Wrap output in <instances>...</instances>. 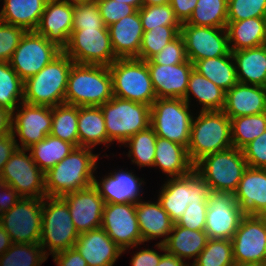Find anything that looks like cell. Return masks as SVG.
<instances>
[{
    "mask_svg": "<svg viewBox=\"0 0 266 266\" xmlns=\"http://www.w3.org/2000/svg\"><path fill=\"white\" fill-rule=\"evenodd\" d=\"M100 154L93 149L75 147L60 163L45 173L47 197H62L64 194L83 190L94 185L97 161Z\"/></svg>",
    "mask_w": 266,
    "mask_h": 266,
    "instance_id": "1",
    "label": "cell"
},
{
    "mask_svg": "<svg viewBox=\"0 0 266 266\" xmlns=\"http://www.w3.org/2000/svg\"><path fill=\"white\" fill-rule=\"evenodd\" d=\"M113 97L109 67L74 63L70 69L65 103L75 106H101Z\"/></svg>",
    "mask_w": 266,
    "mask_h": 266,
    "instance_id": "2",
    "label": "cell"
},
{
    "mask_svg": "<svg viewBox=\"0 0 266 266\" xmlns=\"http://www.w3.org/2000/svg\"><path fill=\"white\" fill-rule=\"evenodd\" d=\"M193 117L187 153L193 165L203 157L232 147L231 119L223 111H199Z\"/></svg>",
    "mask_w": 266,
    "mask_h": 266,
    "instance_id": "3",
    "label": "cell"
},
{
    "mask_svg": "<svg viewBox=\"0 0 266 266\" xmlns=\"http://www.w3.org/2000/svg\"><path fill=\"white\" fill-rule=\"evenodd\" d=\"M74 61L62 52L34 76L24 81L23 102L54 107L65 103L70 69Z\"/></svg>",
    "mask_w": 266,
    "mask_h": 266,
    "instance_id": "4",
    "label": "cell"
},
{
    "mask_svg": "<svg viewBox=\"0 0 266 266\" xmlns=\"http://www.w3.org/2000/svg\"><path fill=\"white\" fill-rule=\"evenodd\" d=\"M107 131V148L114 141L125 143L150 126L151 106L113 96L100 106Z\"/></svg>",
    "mask_w": 266,
    "mask_h": 266,
    "instance_id": "5",
    "label": "cell"
},
{
    "mask_svg": "<svg viewBox=\"0 0 266 266\" xmlns=\"http://www.w3.org/2000/svg\"><path fill=\"white\" fill-rule=\"evenodd\" d=\"M113 96L149 106L157 99L145 60L118 58L110 66Z\"/></svg>",
    "mask_w": 266,
    "mask_h": 266,
    "instance_id": "6",
    "label": "cell"
},
{
    "mask_svg": "<svg viewBox=\"0 0 266 266\" xmlns=\"http://www.w3.org/2000/svg\"><path fill=\"white\" fill-rule=\"evenodd\" d=\"M79 233L71 219L69 207L62 197L43 198L42 234L39 244L49 256L73 248ZM49 252H47V250Z\"/></svg>",
    "mask_w": 266,
    "mask_h": 266,
    "instance_id": "7",
    "label": "cell"
},
{
    "mask_svg": "<svg viewBox=\"0 0 266 266\" xmlns=\"http://www.w3.org/2000/svg\"><path fill=\"white\" fill-rule=\"evenodd\" d=\"M247 167L242 150L232 146L203 157L194 165V170L213 192L234 194Z\"/></svg>",
    "mask_w": 266,
    "mask_h": 266,
    "instance_id": "8",
    "label": "cell"
},
{
    "mask_svg": "<svg viewBox=\"0 0 266 266\" xmlns=\"http://www.w3.org/2000/svg\"><path fill=\"white\" fill-rule=\"evenodd\" d=\"M190 105L182 98H157L150 109V126L157 137L187 148L193 120Z\"/></svg>",
    "mask_w": 266,
    "mask_h": 266,
    "instance_id": "9",
    "label": "cell"
},
{
    "mask_svg": "<svg viewBox=\"0 0 266 266\" xmlns=\"http://www.w3.org/2000/svg\"><path fill=\"white\" fill-rule=\"evenodd\" d=\"M161 188L157 200L174 224L188 204L207 203L213 193L211 186L195 170L183 177L168 178Z\"/></svg>",
    "mask_w": 266,
    "mask_h": 266,
    "instance_id": "10",
    "label": "cell"
},
{
    "mask_svg": "<svg viewBox=\"0 0 266 266\" xmlns=\"http://www.w3.org/2000/svg\"><path fill=\"white\" fill-rule=\"evenodd\" d=\"M43 198L21 197L8 211L0 214V225L12 243L36 244L42 234Z\"/></svg>",
    "mask_w": 266,
    "mask_h": 266,
    "instance_id": "11",
    "label": "cell"
},
{
    "mask_svg": "<svg viewBox=\"0 0 266 266\" xmlns=\"http://www.w3.org/2000/svg\"><path fill=\"white\" fill-rule=\"evenodd\" d=\"M0 178L20 197L44 198L46 196L45 173L34 162L28 149L15 150L4 165Z\"/></svg>",
    "mask_w": 266,
    "mask_h": 266,
    "instance_id": "12",
    "label": "cell"
},
{
    "mask_svg": "<svg viewBox=\"0 0 266 266\" xmlns=\"http://www.w3.org/2000/svg\"><path fill=\"white\" fill-rule=\"evenodd\" d=\"M63 52L74 63L109 67L118 58L114 54L108 29L72 31Z\"/></svg>",
    "mask_w": 266,
    "mask_h": 266,
    "instance_id": "13",
    "label": "cell"
},
{
    "mask_svg": "<svg viewBox=\"0 0 266 266\" xmlns=\"http://www.w3.org/2000/svg\"><path fill=\"white\" fill-rule=\"evenodd\" d=\"M63 50L36 31H26L9 60L10 66L23 80L37 74Z\"/></svg>",
    "mask_w": 266,
    "mask_h": 266,
    "instance_id": "14",
    "label": "cell"
},
{
    "mask_svg": "<svg viewBox=\"0 0 266 266\" xmlns=\"http://www.w3.org/2000/svg\"><path fill=\"white\" fill-rule=\"evenodd\" d=\"M101 228L123 250L122 253L142 244L136 203H105Z\"/></svg>",
    "mask_w": 266,
    "mask_h": 266,
    "instance_id": "15",
    "label": "cell"
},
{
    "mask_svg": "<svg viewBox=\"0 0 266 266\" xmlns=\"http://www.w3.org/2000/svg\"><path fill=\"white\" fill-rule=\"evenodd\" d=\"M180 35L185 44L187 59L193 64L207 58L228 55V35L226 28L196 26L182 23Z\"/></svg>",
    "mask_w": 266,
    "mask_h": 266,
    "instance_id": "16",
    "label": "cell"
},
{
    "mask_svg": "<svg viewBox=\"0 0 266 266\" xmlns=\"http://www.w3.org/2000/svg\"><path fill=\"white\" fill-rule=\"evenodd\" d=\"M244 216L233 194L213 192L207 200L204 231L208 239L231 240Z\"/></svg>",
    "mask_w": 266,
    "mask_h": 266,
    "instance_id": "17",
    "label": "cell"
},
{
    "mask_svg": "<svg viewBox=\"0 0 266 266\" xmlns=\"http://www.w3.org/2000/svg\"><path fill=\"white\" fill-rule=\"evenodd\" d=\"M16 113V114H15ZM52 128V107L22 102L14 111L12 133L17 136L21 149H29L50 135Z\"/></svg>",
    "mask_w": 266,
    "mask_h": 266,
    "instance_id": "18",
    "label": "cell"
},
{
    "mask_svg": "<svg viewBox=\"0 0 266 266\" xmlns=\"http://www.w3.org/2000/svg\"><path fill=\"white\" fill-rule=\"evenodd\" d=\"M235 264L266 263V224L257 215H245L231 239Z\"/></svg>",
    "mask_w": 266,
    "mask_h": 266,
    "instance_id": "19",
    "label": "cell"
},
{
    "mask_svg": "<svg viewBox=\"0 0 266 266\" xmlns=\"http://www.w3.org/2000/svg\"><path fill=\"white\" fill-rule=\"evenodd\" d=\"M62 198L68 204L71 219L79 234L101 227L105 202L94 185L64 194Z\"/></svg>",
    "mask_w": 266,
    "mask_h": 266,
    "instance_id": "20",
    "label": "cell"
},
{
    "mask_svg": "<svg viewBox=\"0 0 266 266\" xmlns=\"http://www.w3.org/2000/svg\"><path fill=\"white\" fill-rule=\"evenodd\" d=\"M73 27V3L68 0H47L36 32L61 50L68 45Z\"/></svg>",
    "mask_w": 266,
    "mask_h": 266,
    "instance_id": "21",
    "label": "cell"
},
{
    "mask_svg": "<svg viewBox=\"0 0 266 266\" xmlns=\"http://www.w3.org/2000/svg\"><path fill=\"white\" fill-rule=\"evenodd\" d=\"M146 63L157 98L185 97L189 77L194 69L189 60L175 65L155 64L151 60Z\"/></svg>",
    "mask_w": 266,
    "mask_h": 266,
    "instance_id": "22",
    "label": "cell"
},
{
    "mask_svg": "<svg viewBox=\"0 0 266 266\" xmlns=\"http://www.w3.org/2000/svg\"><path fill=\"white\" fill-rule=\"evenodd\" d=\"M74 248L88 266H113L123 251L101 227L79 234Z\"/></svg>",
    "mask_w": 266,
    "mask_h": 266,
    "instance_id": "23",
    "label": "cell"
},
{
    "mask_svg": "<svg viewBox=\"0 0 266 266\" xmlns=\"http://www.w3.org/2000/svg\"><path fill=\"white\" fill-rule=\"evenodd\" d=\"M142 178L122 169L108 173L101 181L95 177L94 186L105 203H137L141 200L144 185ZM142 188V189H141ZM141 192V193H140Z\"/></svg>",
    "mask_w": 266,
    "mask_h": 266,
    "instance_id": "24",
    "label": "cell"
},
{
    "mask_svg": "<svg viewBox=\"0 0 266 266\" xmlns=\"http://www.w3.org/2000/svg\"><path fill=\"white\" fill-rule=\"evenodd\" d=\"M222 111L230 119L266 112V87L238 82L226 92Z\"/></svg>",
    "mask_w": 266,
    "mask_h": 266,
    "instance_id": "25",
    "label": "cell"
},
{
    "mask_svg": "<svg viewBox=\"0 0 266 266\" xmlns=\"http://www.w3.org/2000/svg\"><path fill=\"white\" fill-rule=\"evenodd\" d=\"M112 48L117 58H136L144 34L139 10L108 27Z\"/></svg>",
    "mask_w": 266,
    "mask_h": 266,
    "instance_id": "26",
    "label": "cell"
},
{
    "mask_svg": "<svg viewBox=\"0 0 266 266\" xmlns=\"http://www.w3.org/2000/svg\"><path fill=\"white\" fill-rule=\"evenodd\" d=\"M234 198L245 215H258L266 208V169L247 167Z\"/></svg>",
    "mask_w": 266,
    "mask_h": 266,
    "instance_id": "27",
    "label": "cell"
},
{
    "mask_svg": "<svg viewBox=\"0 0 266 266\" xmlns=\"http://www.w3.org/2000/svg\"><path fill=\"white\" fill-rule=\"evenodd\" d=\"M136 215L142 236V244L160 237H164L160 241L161 244L167 240L174 223L158 200L153 203L152 201L143 202L141 199L136 203Z\"/></svg>",
    "mask_w": 266,
    "mask_h": 266,
    "instance_id": "28",
    "label": "cell"
},
{
    "mask_svg": "<svg viewBox=\"0 0 266 266\" xmlns=\"http://www.w3.org/2000/svg\"><path fill=\"white\" fill-rule=\"evenodd\" d=\"M153 167L161 169L168 178L183 177L194 170L185 146L160 137L156 139Z\"/></svg>",
    "mask_w": 266,
    "mask_h": 266,
    "instance_id": "29",
    "label": "cell"
},
{
    "mask_svg": "<svg viewBox=\"0 0 266 266\" xmlns=\"http://www.w3.org/2000/svg\"><path fill=\"white\" fill-rule=\"evenodd\" d=\"M231 53L238 82L266 87V48L263 45Z\"/></svg>",
    "mask_w": 266,
    "mask_h": 266,
    "instance_id": "30",
    "label": "cell"
},
{
    "mask_svg": "<svg viewBox=\"0 0 266 266\" xmlns=\"http://www.w3.org/2000/svg\"><path fill=\"white\" fill-rule=\"evenodd\" d=\"M47 0H3L0 21L22 27L26 31H35Z\"/></svg>",
    "mask_w": 266,
    "mask_h": 266,
    "instance_id": "31",
    "label": "cell"
},
{
    "mask_svg": "<svg viewBox=\"0 0 266 266\" xmlns=\"http://www.w3.org/2000/svg\"><path fill=\"white\" fill-rule=\"evenodd\" d=\"M208 240L205 231L190 230L173 224L172 231L169 233L167 240L163 243L165 251L184 261L186 259L192 262L205 248Z\"/></svg>",
    "mask_w": 266,
    "mask_h": 266,
    "instance_id": "32",
    "label": "cell"
},
{
    "mask_svg": "<svg viewBox=\"0 0 266 266\" xmlns=\"http://www.w3.org/2000/svg\"><path fill=\"white\" fill-rule=\"evenodd\" d=\"M266 17L228 21L226 30L231 52L249 49L263 44Z\"/></svg>",
    "mask_w": 266,
    "mask_h": 266,
    "instance_id": "33",
    "label": "cell"
},
{
    "mask_svg": "<svg viewBox=\"0 0 266 266\" xmlns=\"http://www.w3.org/2000/svg\"><path fill=\"white\" fill-rule=\"evenodd\" d=\"M79 146L95 149L107 146V131L100 106H78Z\"/></svg>",
    "mask_w": 266,
    "mask_h": 266,
    "instance_id": "34",
    "label": "cell"
},
{
    "mask_svg": "<svg viewBox=\"0 0 266 266\" xmlns=\"http://www.w3.org/2000/svg\"><path fill=\"white\" fill-rule=\"evenodd\" d=\"M190 95L202 105L201 111L224 109L226 92L194 69L190 74L187 92L183 98L189 105H191Z\"/></svg>",
    "mask_w": 266,
    "mask_h": 266,
    "instance_id": "35",
    "label": "cell"
},
{
    "mask_svg": "<svg viewBox=\"0 0 266 266\" xmlns=\"http://www.w3.org/2000/svg\"><path fill=\"white\" fill-rule=\"evenodd\" d=\"M194 70L227 92L238 83L235 62L228 55L201 59L193 63Z\"/></svg>",
    "mask_w": 266,
    "mask_h": 266,
    "instance_id": "36",
    "label": "cell"
},
{
    "mask_svg": "<svg viewBox=\"0 0 266 266\" xmlns=\"http://www.w3.org/2000/svg\"><path fill=\"white\" fill-rule=\"evenodd\" d=\"M75 146L59 138L47 135L43 140L31 146L28 150L34 162L46 173L68 156Z\"/></svg>",
    "mask_w": 266,
    "mask_h": 266,
    "instance_id": "37",
    "label": "cell"
},
{
    "mask_svg": "<svg viewBox=\"0 0 266 266\" xmlns=\"http://www.w3.org/2000/svg\"><path fill=\"white\" fill-rule=\"evenodd\" d=\"M78 106L62 103L52 107L50 135L79 147Z\"/></svg>",
    "mask_w": 266,
    "mask_h": 266,
    "instance_id": "38",
    "label": "cell"
},
{
    "mask_svg": "<svg viewBox=\"0 0 266 266\" xmlns=\"http://www.w3.org/2000/svg\"><path fill=\"white\" fill-rule=\"evenodd\" d=\"M228 0H198L190 16L185 22L196 26L226 28Z\"/></svg>",
    "mask_w": 266,
    "mask_h": 266,
    "instance_id": "39",
    "label": "cell"
},
{
    "mask_svg": "<svg viewBox=\"0 0 266 266\" xmlns=\"http://www.w3.org/2000/svg\"><path fill=\"white\" fill-rule=\"evenodd\" d=\"M266 131V112L231 119L232 146L242 150Z\"/></svg>",
    "mask_w": 266,
    "mask_h": 266,
    "instance_id": "40",
    "label": "cell"
},
{
    "mask_svg": "<svg viewBox=\"0 0 266 266\" xmlns=\"http://www.w3.org/2000/svg\"><path fill=\"white\" fill-rule=\"evenodd\" d=\"M157 136L154 129L149 126L130 137L123 145L129 148L128 156L133 164L139 168L153 167Z\"/></svg>",
    "mask_w": 266,
    "mask_h": 266,
    "instance_id": "41",
    "label": "cell"
},
{
    "mask_svg": "<svg viewBox=\"0 0 266 266\" xmlns=\"http://www.w3.org/2000/svg\"><path fill=\"white\" fill-rule=\"evenodd\" d=\"M24 81L10 66L0 61V107L12 112L23 102Z\"/></svg>",
    "mask_w": 266,
    "mask_h": 266,
    "instance_id": "42",
    "label": "cell"
},
{
    "mask_svg": "<svg viewBox=\"0 0 266 266\" xmlns=\"http://www.w3.org/2000/svg\"><path fill=\"white\" fill-rule=\"evenodd\" d=\"M47 258L39 243H13L0 256V266H40Z\"/></svg>",
    "mask_w": 266,
    "mask_h": 266,
    "instance_id": "43",
    "label": "cell"
},
{
    "mask_svg": "<svg viewBox=\"0 0 266 266\" xmlns=\"http://www.w3.org/2000/svg\"><path fill=\"white\" fill-rule=\"evenodd\" d=\"M180 29L181 26H159L144 31L139 55L136 58L145 61L150 60L180 34Z\"/></svg>",
    "mask_w": 266,
    "mask_h": 266,
    "instance_id": "44",
    "label": "cell"
},
{
    "mask_svg": "<svg viewBox=\"0 0 266 266\" xmlns=\"http://www.w3.org/2000/svg\"><path fill=\"white\" fill-rule=\"evenodd\" d=\"M232 242L229 239H208L205 248L191 266H233Z\"/></svg>",
    "mask_w": 266,
    "mask_h": 266,
    "instance_id": "45",
    "label": "cell"
},
{
    "mask_svg": "<svg viewBox=\"0 0 266 266\" xmlns=\"http://www.w3.org/2000/svg\"><path fill=\"white\" fill-rule=\"evenodd\" d=\"M143 31L159 26H182L170 3L164 5L142 6L139 9Z\"/></svg>",
    "mask_w": 266,
    "mask_h": 266,
    "instance_id": "46",
    "label": "cell"
},
{
    "mask_svg": "<svg viewBox=\"0 0 266 266\" xmlns=\"http://www.w3.org/2000/svg\"><path fill=\"white\" fill-rule=\"evenodd\" d=\"M80 29H108L100 15L96 1L73 4L72 31Z\"/></svg>",
    "mask_w": 266,
    "mask_h": 266,
    "instance_id": "47",
    "label": "cell"
},
{
    "mask_svg": "<svg viewBox=\"0 0 266 266\" xmlns=\"http://www.w3.org/2000/svg\"><path fill=\"white\" fill-rule=\"evenodd\" d=\"M266 17V0H228V21Z\"/></svg>",
    "mask_w": 266,
    "mask_h": 266,
    "instance_id": "48",
    "label": "cell"
},
{
    "mask_svg": "<svg viewBox=\"0 0 266 266\" xmlns=\"http://www.w3.org/2000/svg\"><path fill=\"white\" fill-rule=\"evenodd\" d=\"M26 30L0 21V61L9 62Z\"/></svg>",
    "mask_w": 266,
    "mask_h": 266,
    "instance_id": "49",
    "label": "cell"
},
{
    "mask_svg": "<svg viewBox=\"0 0 266 266\" xmlns=\"http://www.w3.org/2000/svg\"><path fill=\"white\" fill-rule=\"evenodd\" d=\"M150 60L161 65H175L186 62L188 59L182 36L179 34Z\"/></svg>",
    "mask_w": 266,
    "mask_h": 266,
    "instance_id": "50",
    "label": "cell"
},
{
    "mask_svg": "<svg viewBox=\"0 0 266 266\" xmlns=\"http://www.w3.org/2000/svg\"><path fill=\"white\" fill-rule=\"evenodd\" d=\"M96 2L106 27L136 11L133 6L115 0H96Z\"/></svg>",
    "mask_w": 266,
    "mask_h": 266,
    "instance_id": "51",
    "label": "cell"
},
{
    "mask_svg": "<svg viewBox=\"0 0 266 266\" xmlns=\"http://www.w3.org/2000/svg\"><path fill=\"white\" fill-rule=\"evenodd\" d=\"M207 214V203L188 204L184 214L176 223L190 230L204 231Z\"/></svg>",
    "mask_w": 266,
    "mask_h": 266,
    "instance_id": "52",
    "label": "cell"
},
{
    "mask_svg": "<svg viewBox=\"0 0 266 266\" xmlns=\"http://www.w3.org/2000/svg\"><path fill=\"white\" fill-rule=\"evenodd\" d=\"M249 167L266 169V131L242 149Z\"/></svg>",
    "mask_w": 266,
    "mask_h": 266,
    "instance_id": "53",
    "label": "cell"
},
{
    "mask_svg": "<svg viewBox=\"0 0 266 266\" xmlns=\"http://www.w3.org/2000/svg\"><path fill=\"white\" fill-rule=\"evenodd\" d=\"M52 256L56 266H88L74 247L54 253Z\"/></svg>",
    "mask_w": 266,
    "mask_h": 266,
    "instance_id": "54",
    "label": "cell"
},
{
    "mask_svg": "<svg viewBox=\"0 0 266 266\" xmlns=\"http://www.w3.org/2000/svg\"><path fill=\"white\" fill-rule=\"evenodd\" d=\"M132 259L130 260L131 266H157L161 259L162 253L156 251V249H141L133 253Z\"/></svg>",
    "mask_w": 266,
    "mask_h": 266,
    "instance_id": "55",
    "label": "cell"
},
{
    "mask_svg": "<svg viewBox=\"0 0 266 266\" xmlns=\"http://www.w3.org/2000/svg\"><path fill=\"white\" fill-rule=\"evenodd\" d=\"M17 139L13 133L0 137V176L4 165L15 152L17 147Z\"/></svg>",
    "mask_w": 266,
    "mask_h": 266,
    "instance_id": "56",
    "label": "cell"
},
{
    "mask_svg": "<svg viewBox=\"0 0 266 266\" xmlns=\"http://www.w3.org/2000/svg\"><path fill=\"white\" fill-rule=\"evenodd\" d=\"M0 214L12 208L21 198L18 193L0 178Z\"/></svg>",
    "mask_w": 266,
    "mask_h": 266,
    "instance_id": "57",
    "label": "cell"
},
{
    "mask_svg": "<svg viewBox=\"0 0 266 266\" xmlns=\"http://www.w3.org/2000/svg\"><path fill=\"white\" fill-rule=\"evenodd\" d=\"M197 1L198 0H171L170 5L178 20L184 23L190 18Z\"/></svg>",
    "mask_w": 266,
    "mask_h": 266,
    "instance_id": "58",
    "label": "cell"
},
{
    "mask_svg": "<svg viewBox=\"0 0 266 266\" xmlns=\"http://www.w3.org/2000/svg\"><path fill=\"white\" fill-rule=\"evenodd\" d=\"M155 247H157L160 251H163V253L165 252L161 256V259L157 266H189V264L184 260L166 252L164 245L160 242H158Z\"/></svg>",
    "mask_w": 266,
    "mask_h": 266,
    "instance_id": "59",
    "label": "cell"
},
{
    "mask_svg": "<svg viewBox=\"0 0 266 266\" xmlns=\"http://www.w3.org/2000/svg\"><path fill=\"white\" fill-rule=\"evenodd\" d=\"M13 112L0 107V137L12 133Z\"/></svg>",
    "mask_w": 266,
    "mask_h": 266,
    "instance_id": "60",
    "label": "cell"
},
{
    "mask_svg": "<svg viewBox=\"0 0 266 266\" xmlns=\"http://www.w3.org/2000/svg\"><path fill=\"white\" fill-rule=\"evenodd\" d=\"M8 232L0 225V256L3 255L12 245Z\"/></svg>",
    "mask_w": 266,
    "mask_h": 266,
    "instance_id": "61",
    "label": "cell"
},
{
    "mask_svg": "<svg viewBox=\"0 0 266 266\" xmlns=\"http://www.w3.org/2000/svg\"><path fill=\"white\" fill-rule=\"evenodd\" d=\"M121 3H126L133 6L136 10H139L143 6L142 0H115Z\"/></svg>",
    "mask_w": 266,
    "mask_h": 266,
    "instance_id": "62",
    "label": "cell"
},
{
    "mask_svg": "<svg viewBox=\"0 0 266 266\" xmlns=\"http://www.w3.org/2000/svg\"><path fill=\"white\" fill-rule=\"evenodd\" d=\"M171 0H142L143 6L164 5L170 3Z\"/></svg>",
    "mask_w": 266,
    "mask_h": 266,
    "instance_id": "63",
    "label": "cell"
},
{
    "mask_svg": "<svg viewBox=\"0 0 266 266\" xmlns=\"http://www.w3.org/2000/svg\"><path fill=\"white\" fill-rule=\"evenodd\" d=\"M233 266H266V263H241L234 264Z\"/></svg>",
    "mask_w": 266,
    "mask_h": 266,
    "instance_id": "64",
    "label": "cell"
},
{
    "mask_svg": "<svg viewBox=\"0 0 266 266\" xmlns=\"http://www.w3.org/2000/svg\"><path fill=\"white\" fill-rule=\"evenodd\" d=\"M266 224V208L257 215Z\"/></svg>",
    "mask_w": 266,
    "mask_h": 266,
    "instance_id": "65",
    "label": "cell"
},
{
    "mask_svg": "<svg viewBox=\"0 0 266 266\" xmlns=\"http://www.w3.org/2000/svg\"><path fill=\"white\" fill-rule=\"evenodd\" d=\"M70 1L71 3L73 4H76V3H87V2H94L96 0H68Z\"/></svg>",
    "mask_w": 266,
    "mask_h": 266,
    "instance_id": "66",
    "label": "cell"
},
{
    "mask_svg": "<svg viewBox=\"0 0 266 266\" xmlns=\"http://www.w3.org/2000/svg\"><path fill=\"white\" fill-rule=\"evenodd\" d=\"M262 45L266 48V20H265V30H264V37H263V44Z\"/></svg>",
    "mask_w": 266,
    "mask_h": 266,
    "instance_id": "67",
    "label": "cell"
}]
</instances>
